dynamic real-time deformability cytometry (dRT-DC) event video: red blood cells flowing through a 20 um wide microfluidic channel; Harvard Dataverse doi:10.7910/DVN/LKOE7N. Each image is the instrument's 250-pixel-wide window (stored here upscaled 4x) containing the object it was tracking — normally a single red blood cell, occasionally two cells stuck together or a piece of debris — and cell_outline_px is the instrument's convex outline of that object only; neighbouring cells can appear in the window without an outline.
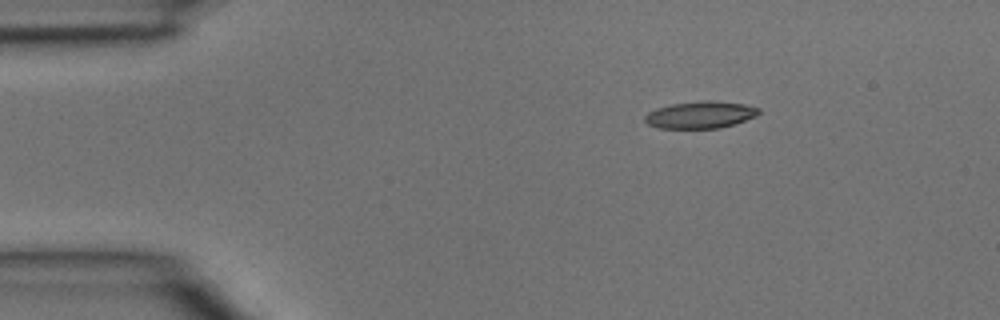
{"species": "common noctule bat (a hibernating species)", "species_latin": "Nyctalus noctula", "temperature_condition": "room temperature", "stored_images_in_passage": 3, "camera_frame_rate_fps": 3000, "um_per_image_px": 0.085, "animal": {"sex": "male", "body_mass_g": 15.6}, "frame": {"image": 1, "passage_image": 3, "time_ms": 0.667, "image_size_px": [1000, 320], "cell_outline_px": [[760, 112], [756, 116], [720, 128], [660, 128], [648, 124], [644, 120], [644, 116], [648, 112], [656, 108], [672, 104], [744, 104], [760, 108]], "centroid_in_image_um": [59.47, 9.82], "position_along_channel_um": 25.5, "area_um2": 16.7}}